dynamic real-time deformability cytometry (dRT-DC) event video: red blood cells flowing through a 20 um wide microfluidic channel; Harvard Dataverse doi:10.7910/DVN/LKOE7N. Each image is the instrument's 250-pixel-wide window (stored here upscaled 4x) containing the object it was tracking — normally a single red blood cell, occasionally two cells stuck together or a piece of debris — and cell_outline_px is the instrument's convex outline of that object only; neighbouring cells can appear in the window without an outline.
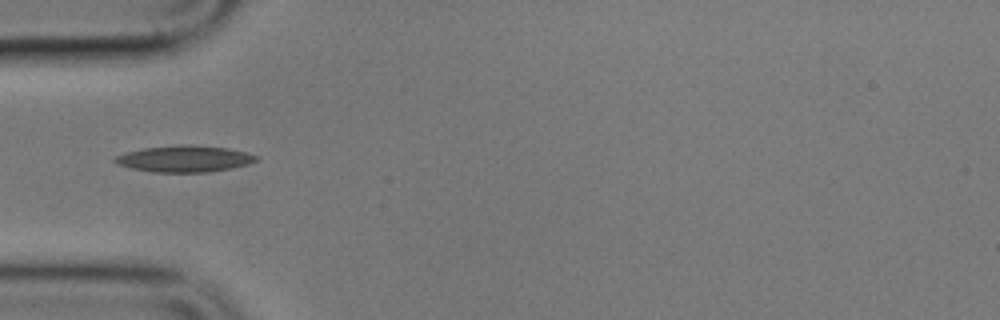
{"species": "common noctule bat (a hibernating species)", "species_latin": "Nyctalus noctula", "temperature_condition": "cold", "stored_images_in_passage": 3, "camera_frame_rate_fps": 3000, "um_per_image_px": 0.085, "animal": {"sex": "male", "body_mass_g": 17.9}, "frame": {"image": 1, "passage_image": 1, "time_ms": 0.0, "image_size_px": [1000, 320], "cell_outline_px": [[260, 156], [256, 160], [248, 164], [232, 168], [208, 172], [152, 172], [132, 168], [116, 164], [112, 160], [116, 156], [128, 152], [144, 148], [228, 148], [248, 152]], "centroid_in_image_um": [15.7, 13.56], "position_along_channel_um": 69.3, "area_um2": 20.52}}
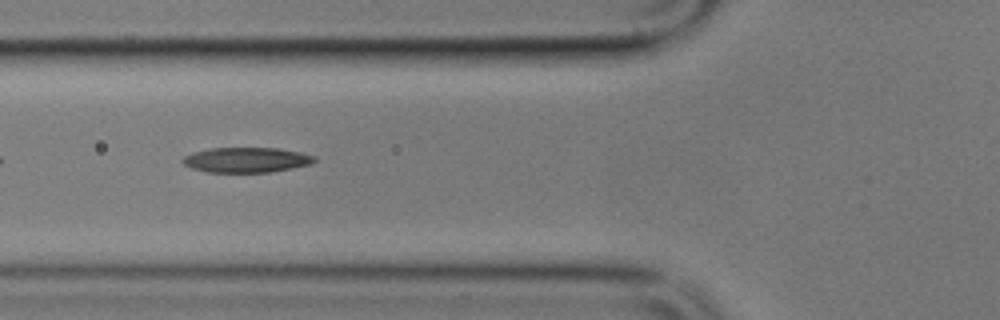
{"frame": {"image": 2, "passage_image": 2, "time_ms": 1.0, "image_size_px": [1000, 320], "cell_outline_px": [[316, 160], [308, 164], [268, 172], [208, 172], [192, 168], [184, 164], [180, 160], [184, 156], [192, 152], [208, 148], [276, 148], [300, 152], [316, 156]], "centroid_in_image_um": [20.88, 13.58], "position_along_channel_um": 104.9, "area_um2": 19.07}}
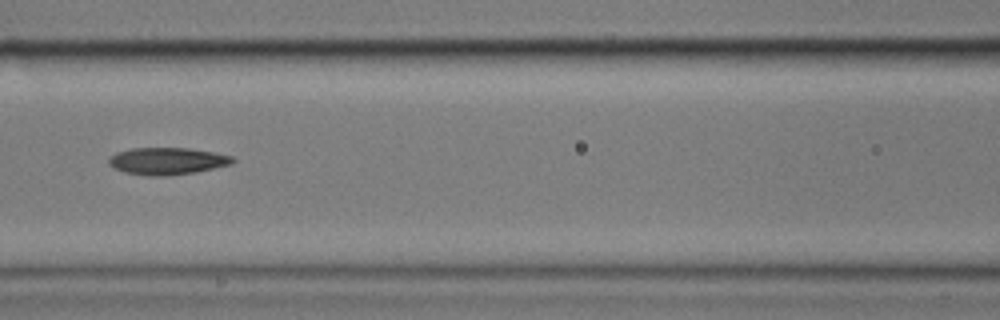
{"frame": {"image": 3, "passage_image": 3, "time_ms": 2.333, "image_size_px": [1000, 320], "cell_outline_px": [[236, 160], [232, 164], [196, 172], [168, 176], [148, 176], [124, 172], [108, 164], [108, 156], [116, 152], [132, 148], [188, 148], [212, 152], [232, 156]], "centroid_in_image_um": [14.19, 13.69], "position_along_channel_um": 152.4, "area_um2": 19.65}}